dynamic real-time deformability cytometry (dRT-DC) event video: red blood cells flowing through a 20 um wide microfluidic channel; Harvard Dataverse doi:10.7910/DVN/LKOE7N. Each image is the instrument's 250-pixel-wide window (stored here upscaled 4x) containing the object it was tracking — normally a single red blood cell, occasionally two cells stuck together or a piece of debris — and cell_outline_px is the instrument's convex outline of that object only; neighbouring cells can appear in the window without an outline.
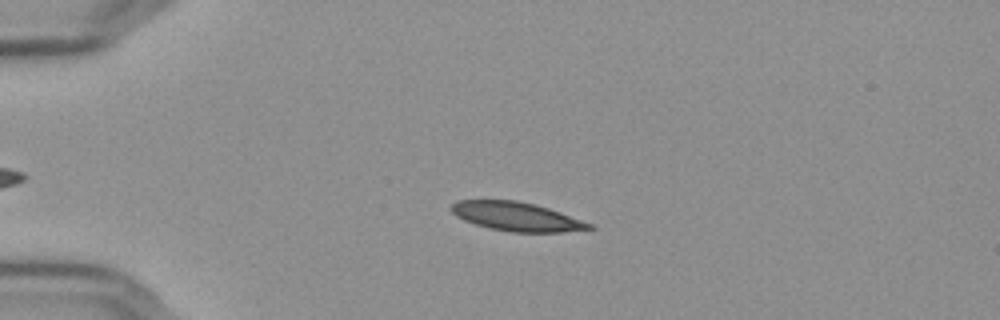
{"species": "Egyptian fruit bat (a non-hibernating species)", "species_latin": "Rousettus aegyptiacus", "temperature_condition": "cold", "stored_images_in_passage": 50, "camera_frame_rate_fps": 3000, "um_per_image_px": 0.085, "frame": {"image": 1, "passage_image": 14, "time_ms": 4.333, "image_size_px": [1000, 320], "cell_outline_px": [[596, 228], [560, 232], [512, 232], [488, 228], [464, 220], [456, 216], [452, 212], [452, 204], [456, 200], [516, 200], [536, 204], [560, 212], [592, 224]], "centroid_in_image_um": [43.9, 18.4], "position_along_channel_um": 41.1, "area_um2": 23.06}}
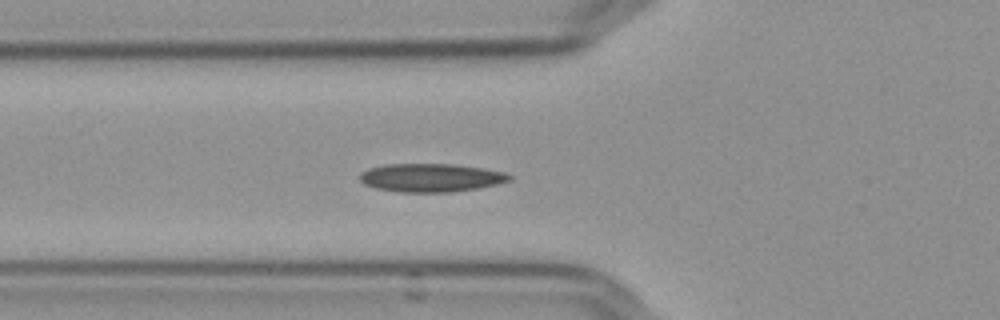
{"frame": {"image": 2, "passage_image": 21, "time_ms": 6.667, "image_size_px": [1000, 320], "cell_outline_px": [[512, 180], [496, 184], [476, 188], [452, 192], [400, 192], [376, 188], [364, 184], [360, 180], [360, 172], [368, 168], [384, 164], [456, 164], [484, 168], [504, 172], [512, 176]], "centroid_in_image_um": [36.62, 15.09], "position_along_channel_um": 89.2, "area_um2": 24.8}}
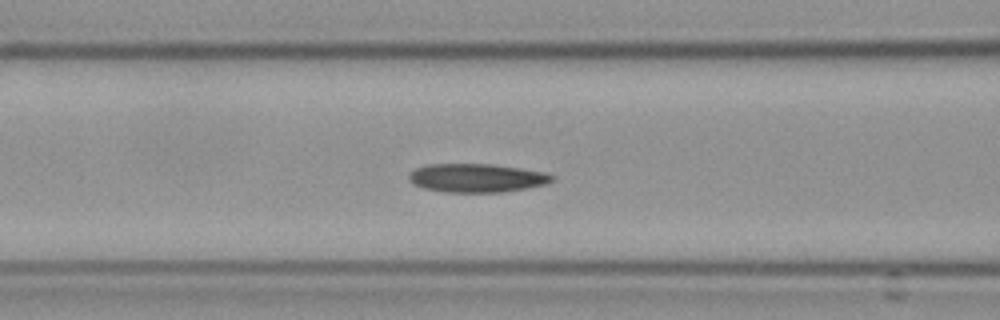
{"frame": {"image": 3, "passage_image": 24, "time_ms": 7.667, "image_size_px": [1000, 320], "cell_outline_px": [[552, 180], [544, 184], [528, 188], [500, 192], [444, 192], [424, 188], [408, 180], [408, 176], [416, 168], [428, 164], [488, 164], [520, 168], [540, 172], [552, 176]], "centroid_in_image_um": [40.46, 15.13], "position_along_channel_um": 126.1, "area_um2": 23.41}}